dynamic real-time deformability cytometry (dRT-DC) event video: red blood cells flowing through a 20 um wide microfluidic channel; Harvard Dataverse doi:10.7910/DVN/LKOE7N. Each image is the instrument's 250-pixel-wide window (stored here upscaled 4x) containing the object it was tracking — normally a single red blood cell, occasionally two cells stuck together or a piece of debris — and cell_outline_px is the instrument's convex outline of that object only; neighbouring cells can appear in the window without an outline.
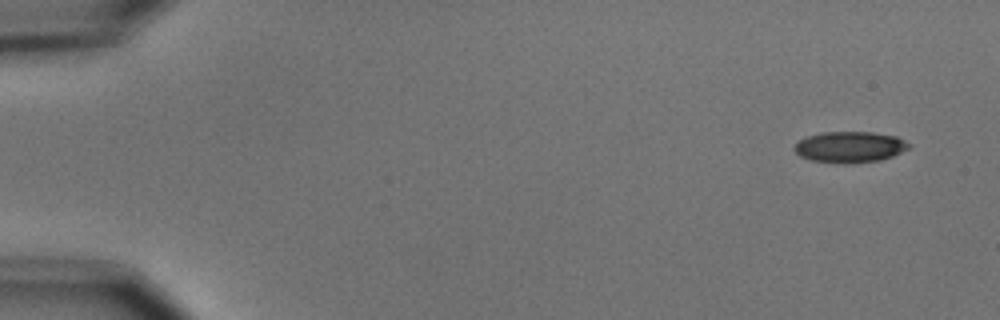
{"species": "common noctule bat (a hibernating species)", "species_latin": "Nyctalus noctula", "temperature_condition": "cold", "stored_images_in_passage": 4, "segment_of_instrument_passage": [2, 2], "camera_frame_rate_fps": 3000, "um_per_image_px": 0.085, "animal": {"sex": "male", "body_mass_g": 15.6}, "frame": {"image": 1, "passage_image": 4, "time_ms": 4.333, "image_size_px": [1000, 320], "cell_outline_px": [[912, 144], [908, 148], [892, 156], [880, 160], [812, 160], [800, 156], [792, 148], [804, 136], [820, 132], [872, 132], [896, 136]], "centroid_in_image_um": [72.23, 12.42], "position_along_channel_um": 12.8, "area_um2": 19.77}}